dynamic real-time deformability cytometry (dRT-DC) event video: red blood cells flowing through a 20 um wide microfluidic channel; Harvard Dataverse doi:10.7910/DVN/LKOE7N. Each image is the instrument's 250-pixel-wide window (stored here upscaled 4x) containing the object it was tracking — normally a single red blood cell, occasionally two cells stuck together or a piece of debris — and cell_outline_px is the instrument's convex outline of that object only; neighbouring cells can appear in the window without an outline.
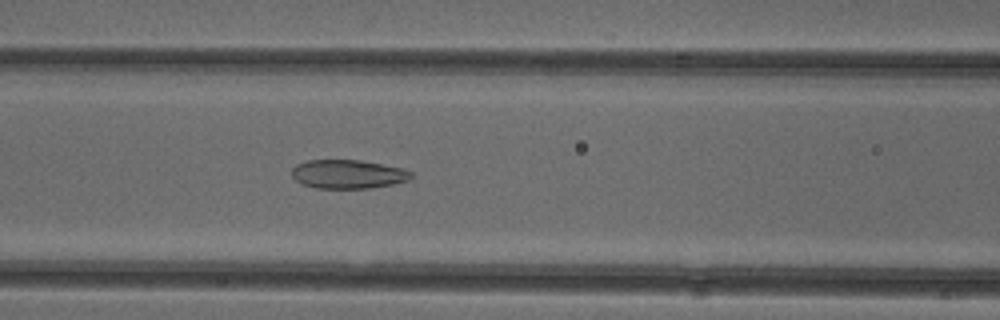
{"species": "common noctule bat (a hibernating species)", "species_latin": "Nyctalus noctula", "temperature_condition": "cold", "stored_images_in_passage": 52, "camera_frame_rate_fps": 3000, "um_per_image_px": 0.085, "animal": {"sex": "female"}, "frame": {"image": 1, "passage_image": 22, "time_ms": 7.0, "image_size_px": [1000, 320], "cell_outline_px": [[412, 176], [408, 180], [392, 184], [372, 188], [316, 188], [304, 184], [296, 180], [292, 176], [292, 168], [296, 164], [308, 160], [360, 160], [404, 168], [412, 172]], "centroid_in_image_um": [29.59, 14.8], "position_along_channel_um": 137.0, "area_um2": 20.0}}
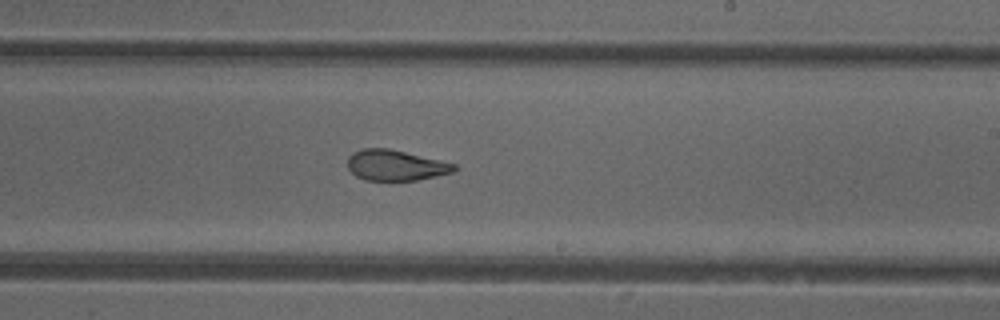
{"frame": {"image": 2, "passage_image": 31, "time_ms": 10.0, "image_size_px": [1000, 320], "cell_outline_px": [[460, 168], [452, 172], [436, 176], [416, 180], [364, 180], [356, 176], [348, 168], [348, 156], [352, 152], [364, 148], [388, 148], [456, 164]], "centroid_in_image_um": [33.61, 14.05], "position_along_channel_um": 255.4, "area_um2": 18.96}}
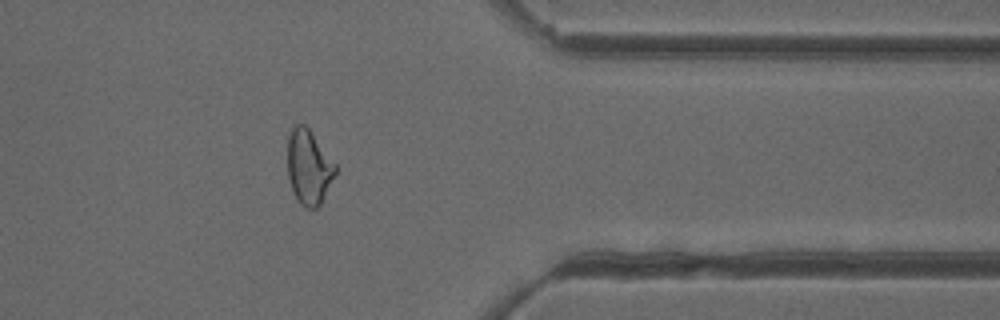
{"frame": {"image": 3, "passage_image": 42, "time_ms": 13.667, "image_size_px": [1000, 320], "cell_outline_px": [[336, 172], [320, 204], [316, 208], [304, 208], [300, 204], [292, 188], [288, 176], [288, 136], [292, 128], [296, 124], [304, 124], [308, 128], [336, 164]], "centroid_in_image_um": [26.24, 14.2], "position_along_channel_um": 385.2, "area_um2": 20.46}, "authors_computed_cell_mechanics": {"area_um2": 22.3975, "velocity_mm_per_s": 3.943, "shape_relaxation_time_tau1_ms": null, "shape_relaxation_time_tau2_ms": 1.9081, "deformation_change_tau1": null, "deformation_change_tau2": 0.0941}}